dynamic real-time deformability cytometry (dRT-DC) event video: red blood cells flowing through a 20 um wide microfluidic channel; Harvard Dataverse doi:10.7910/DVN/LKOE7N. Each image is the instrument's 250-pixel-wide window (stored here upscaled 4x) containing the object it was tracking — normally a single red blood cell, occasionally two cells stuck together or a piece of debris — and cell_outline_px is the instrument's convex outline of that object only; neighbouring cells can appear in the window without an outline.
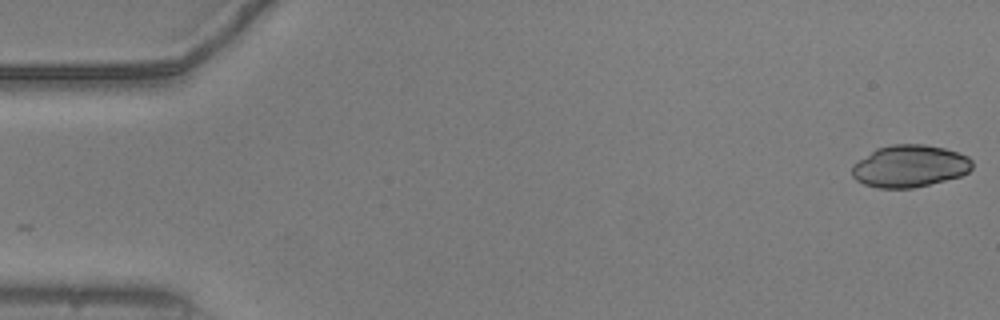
{"species": "common noctule bat (a hibernating species)", "species_latin": "Nyctalus noctula", "temperature_condition": "warm", "stored_images_in_passage": 53, "camera_frame_rate_fps": 3000, "um_per_image_px": 0.085, "animal": {"sex": "male", "body_mass_g": 20.5, "forearm_length_mm": 52.5}, "frame": {"image": 1, "passage_image": 1, "time_ms": 0.0, "image_size_px": [1000, 320], "cell_outline_px": [[972, 168], [968, 172], [960, 176], [912, 188], [876, 188], [864, 184], [856, 180], [852, 176], [852, 164], [876, 148], [892, 144], [924, 144], [944, 148], [968, 156], [972, 160]], "centroid_in_image_um": [77.29, 14.11], "position_along_channel_um": 7.7, "area_um2": 29.54}}